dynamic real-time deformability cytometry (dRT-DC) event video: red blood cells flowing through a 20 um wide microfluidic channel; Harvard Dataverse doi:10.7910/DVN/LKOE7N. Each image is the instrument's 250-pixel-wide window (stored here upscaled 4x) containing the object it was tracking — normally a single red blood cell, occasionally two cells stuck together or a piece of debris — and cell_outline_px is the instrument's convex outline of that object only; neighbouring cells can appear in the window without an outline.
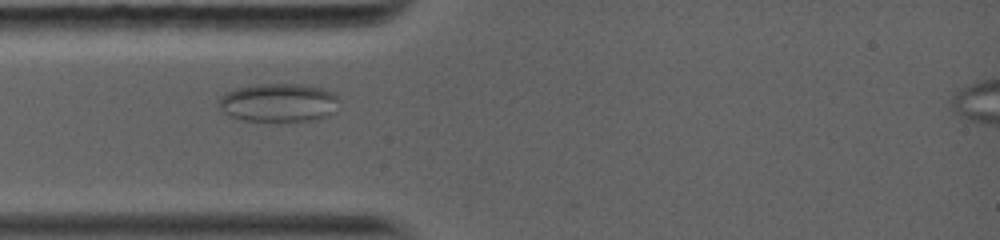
{"species": "common noctule bat (a hibernating species)", "species_latin": "Nyctalus noctula", "temperature_condition": "warm", "stored_images_in_passage": 12, "camera_frame_rate_fps": 5000, "um_per_image_px": 0.085, "animal": {"sex": "female", "body_mass_g": 19.0, "forearm_length_mm": 56.7}, "frame": {"image": 1, "passage_image": 6, "time_ms": 3.0, "image_size_px": [1000, 240], "cell_outline_px": [[340, 100], [336, 112], [328, 116], [316, 120], [244, 120], [228, 116], [216, 104], [220, 96], [236, 88], [256, 84], [300, 84], [320, 88], [332, 92]], "centroid_in_image_um": [23.69, 8.72], "position_along_channel_um": 61.3, "area_um2": 27.05}}
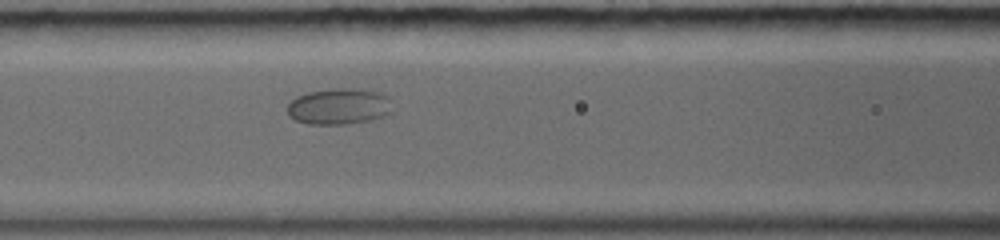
{"frame": {"image": 2, "passage_image": 9, "time_ms": 5.0, "image_size_px": [1000, 240], "cell_outline_px": [[396, 112], [372, 120], [344, 124], [308, 124], [296, 120], [288, 116], [288, 104], [296, 96], [308, 92], [332, 88], [356, 88], [380, 92], [388, 100]], "centroid_in_image_um": [28.83, 9.04], "position_along_channel_um": 137.8, "area_um2": 22.37}}
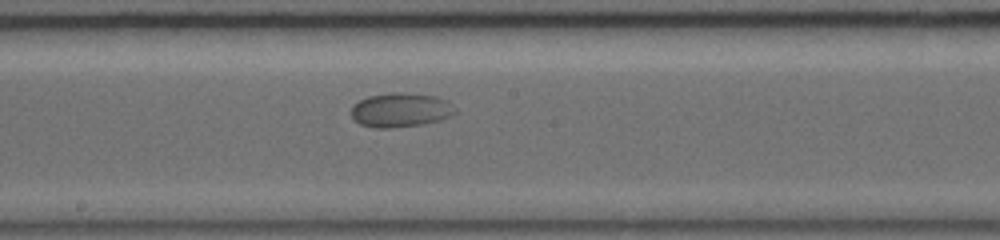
{"frame": {"image": 3, "passage_image": 12, "time_ms": 7.0, "image_size_px": [1000, 240], "cell_outline_px": [[456, 112], [452, 116], [440, 120], [424, 124], [388, 128], [376, 128], [360, 124], [352, 116], [352, 104], [368, 96], [392, 92], [404, 92], [436, 96], [448, 100], [456, 108]], "centroid_in_image_um": [34.09, 9.34], "position_along_channel_um": 214.1, "area_um2": 20.92}}